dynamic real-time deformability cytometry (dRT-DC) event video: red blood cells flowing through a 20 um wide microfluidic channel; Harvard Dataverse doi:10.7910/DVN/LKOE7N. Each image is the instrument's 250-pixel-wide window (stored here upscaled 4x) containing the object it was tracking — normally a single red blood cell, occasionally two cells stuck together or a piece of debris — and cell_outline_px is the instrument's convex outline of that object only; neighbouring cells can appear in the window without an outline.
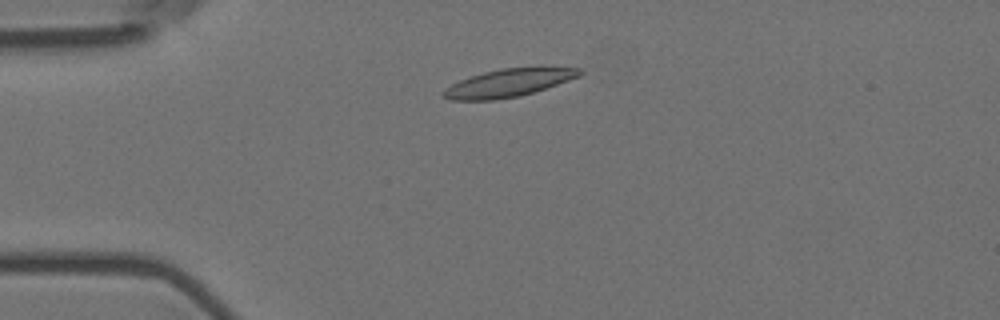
{"species": "Egyptian fruit bat (a non-hibernating species)", "species_latin": "Rousettus aegyptiacus", "temperature_condition": "room temperature", "stored_images_in_passage": 25, "camera_frame_rate_fps": 3000, "um_per_image_px": 0.085, "animal": {"sex": "female"}, "frame": {"image": 1, "passage_image": 8, "time_ms": 2.333, "image_size_px": [1000, 320], "cell_outline_px": [[584, 72], [580, 76], [520, 96], [496, 100], [448, 100], [440, 96], [440, 92], [444, 88], [460, 80], [484, 72], [500, 68], [580, 68]], "centroid_in_image_um": [43.12, 7.07], "position_along_channel_um": 41.9, "area_um2": 21.85}}
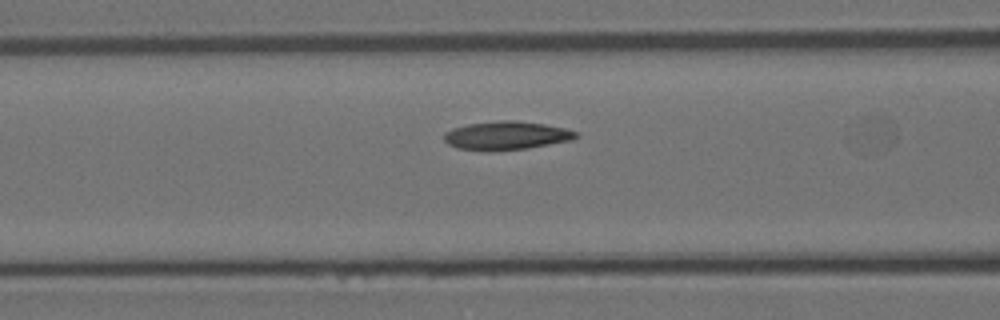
{"frame": {"image": 2, "passage_image": 17, "time_ms": 5.333, "image_size_px": [1000, 320], "cell_outline_px": [[580, 136], [568, 140], [528, 148], [456, 148], [448, 144], [444, 140], [444, 132], [452, 128], [468, 124], [500, 120], [512, 120], [544, 124], [564, 128], [580, 132]], "centroid_in_image_um": [43.06, 11.47], "position_along_channel_um": 123.5, "area_um2": 20.98}}
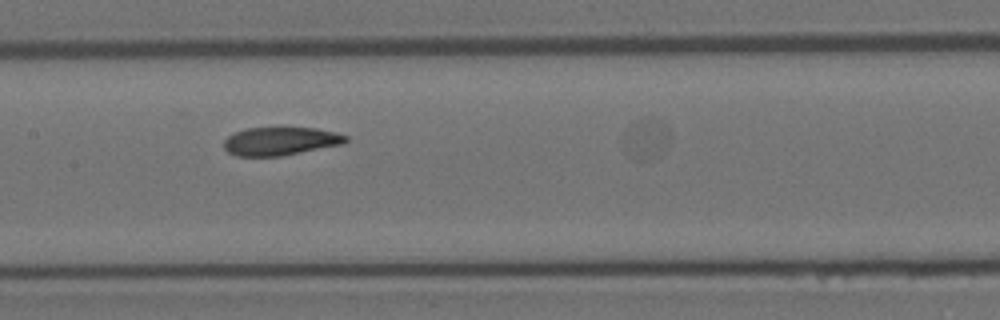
{"frame": {"image": 3, "passage_image": 22, "time_ms": 7.0, "image_size_px": [1000, 320], "cell_outline_px": [[348, 140], [344, 144], [280, 156], [236, 156], [228, 152], [224, 148], [224, 140], [228, 136], [236, 132], [248, 128], [316, 128], [336, 132], [348, 136]], "centroid_in_image_um": [23.86, 12.0], "position_along_channel_um": 183.5, "area_um2": 20.0}}